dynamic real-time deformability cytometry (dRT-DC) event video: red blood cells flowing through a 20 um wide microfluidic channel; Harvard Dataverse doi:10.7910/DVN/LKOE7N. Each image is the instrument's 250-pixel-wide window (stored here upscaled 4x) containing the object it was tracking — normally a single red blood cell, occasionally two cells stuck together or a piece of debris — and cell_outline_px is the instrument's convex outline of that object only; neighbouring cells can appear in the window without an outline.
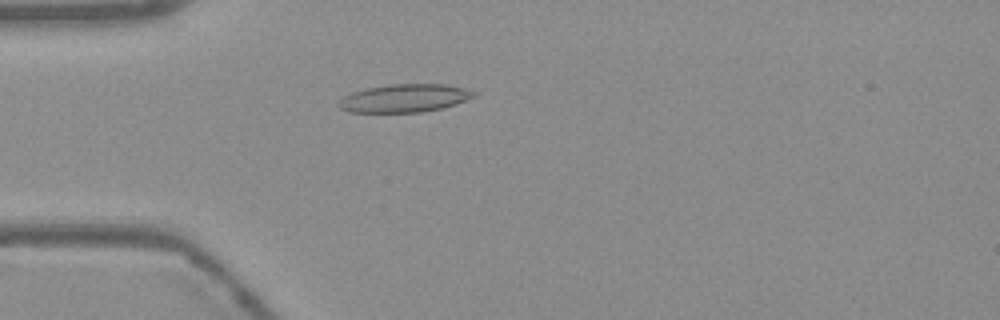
{"species": "Egyptian fruit bat (a non-hibernating species)", "species_latin": "Rousettus aegyptiacus", "temperature_condition": "warm", "stored_images_in_passage": 54, "camera_frame_rate_fps": 3000, "um_per_image_px": 0.085, "frame": {"image": 1, "passage_image": 15, "time_ms": 4.667, "image_size_px": [1000, 320], "cell_outline_px": [[476, 96], [456, 104], [424, 112], [348, 112], [340, 108], [336, 104], [344, 96], [352, 92], [368, 88], [392, 84], [444, 84], [464, 88], [476, 92]], "centroid_in_image_um": [34.38, 8.35], "position_along_channel_um": 50.6, "area_um2": 22.02}}
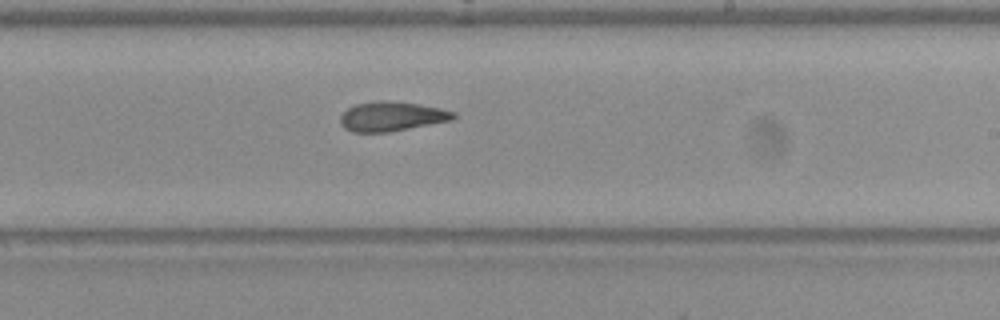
{"frame": {"image": 2, "passage_image": 32, "time_ms": 10.333, "image_size_px": [1000, 320], "cell_outline_px": [[456, 116], [452, 120], [388, 132], [352, 132], [344, 128], [340, 124], [340, 116], [348, 108], [356, 104], [380, 100], [384, 100], [416, 104], [440, 108], [456, 112]], "centroid_in_image_um": [33.27, 9.9], "position_along_channel_um": 255.7, "area_um2": 19.31}}
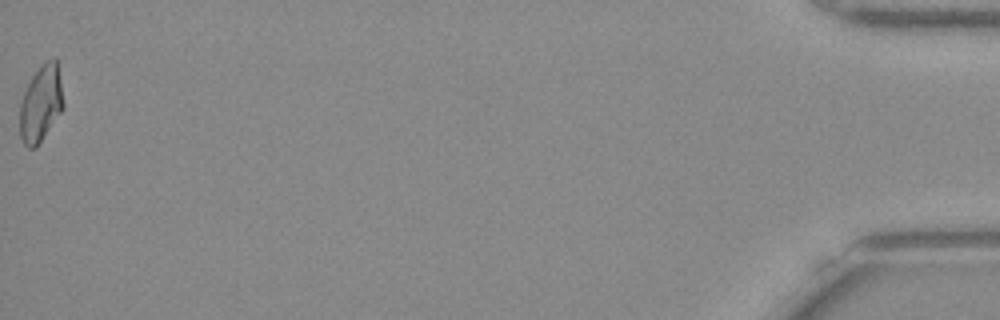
{"frame": {"image": 3, "passage_image": 54, "time_ms": 17.667, "image_size_px": [1000, 320], "cell_outline_px": [[64, 108], [36, 148], [28, 148], [24, 144], [20, 136], [20, 104], [24, 92], [32, 76], [44, 60], [52, 56], [56, 56], [64, 104]], "centroid_in_image_um": [3.48, 8.78], "position_along_channel_um": 431.7, "area_um2": 19.54}, "authors_computed_cell_mechanics": {"area_um2": 20.0855, "velocity_mm_per_s": 3.7854, "shape_relaxation_time_tau1_ms": null, "shape_relaxation_time_tau2_ms": 3.8609, "deformation_change_tau1": null, "deformation_change_tau2": 0.1144}}